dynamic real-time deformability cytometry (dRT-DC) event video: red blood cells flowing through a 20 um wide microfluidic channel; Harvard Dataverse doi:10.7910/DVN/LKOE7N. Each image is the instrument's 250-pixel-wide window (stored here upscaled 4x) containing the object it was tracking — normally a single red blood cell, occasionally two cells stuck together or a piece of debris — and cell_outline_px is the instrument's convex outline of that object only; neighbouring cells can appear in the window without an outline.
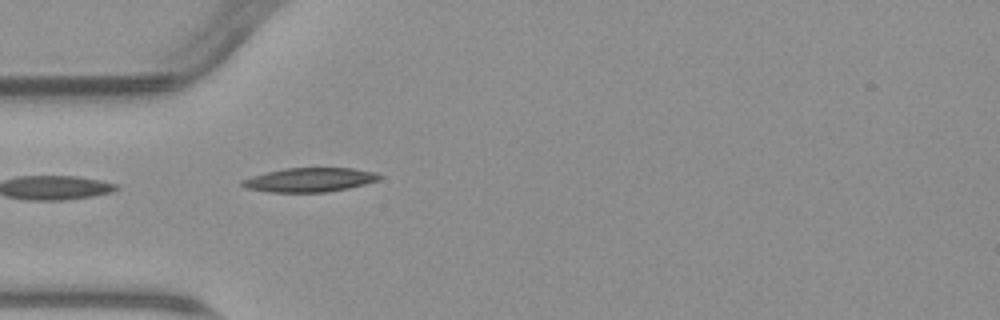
{"species": "common noctule bat (a hibernating species)", "species_latin": "Nyctalus noctula", "temperature_condition": "warm", "stored_images_in_passage": 5, "camera_frame_rate_fps": 3000, "um_per_image_px": 0.085, "animal": {"sex": "male", "body_mass_g": 23.1, "forearm_length_mm": 52.7}, "frame": {"image": 1, "passage_image": 5, "time_ms": 5.333, "image_size_px": [1000, 320], "cell_outline_px": [[384, 176], [380, 180], [348, 188], [324, 192], [268, 192], [248, 188], [240, 184], [240, 180], [252, 176], [284, 168], [352, 168], [376, 172]], "centroid_in_image_um": [26.35, 15.28], "position_along_channel_um": 58.7, "area_um2": 19.25}}